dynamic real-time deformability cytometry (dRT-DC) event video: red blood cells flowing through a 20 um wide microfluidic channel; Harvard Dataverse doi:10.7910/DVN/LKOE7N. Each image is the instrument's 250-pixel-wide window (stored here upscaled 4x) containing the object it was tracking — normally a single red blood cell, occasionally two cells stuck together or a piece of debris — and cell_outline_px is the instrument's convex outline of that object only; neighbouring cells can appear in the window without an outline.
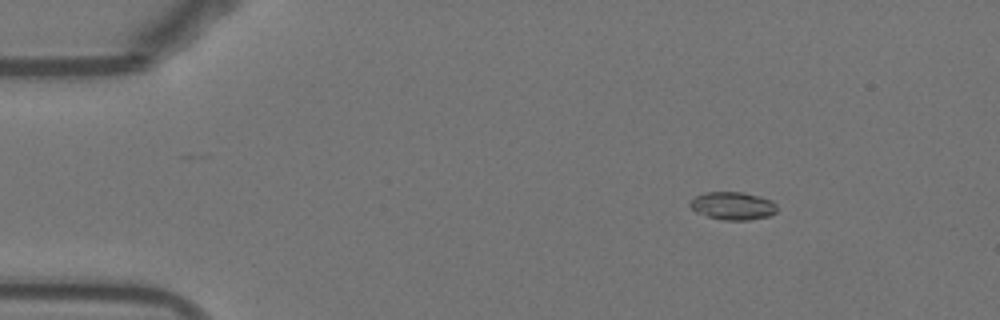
{"species": "Egyptian fruit bat (a non-hibernating species)", "species_latin": "Rousettus aegyptiacus", "temperature_condition": "warm", "stored_images_in_passage": 53, "camera_frame_rate_fps": 3000, "um_per_image_px": 0.085, "animal": {"sex": "female"}, "frame": {"image": 1, "passage_image": 8, "time_ms": 2.333, "image_size_px": [1000, 320], "cell_outline_px": [[776, 212], [768, 216], [752, 220], [724, 220], [708, 216], [696, 212], [688, 204], [696, 196], [704, 192], [744, 192], [760, 196], [772, 200], [776, 204]], "centroid_in_image_um": [62.31, 17.49], "position_along_channel_um": 22.7, "area_um2": 14.16}}
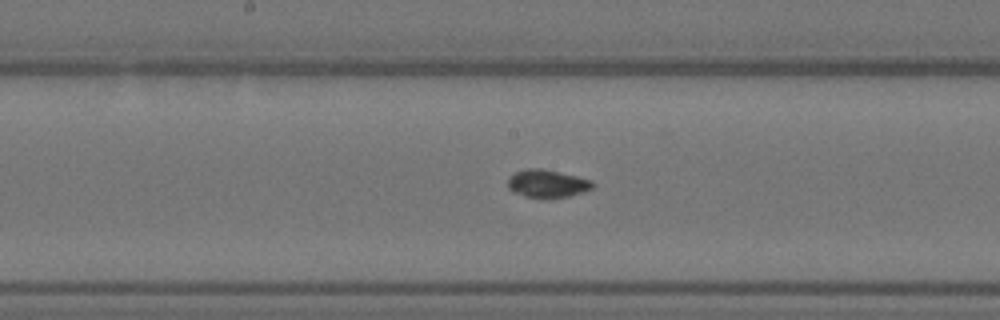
{"frame": {"image": 2, "passage_image": 28, "time_ms": 9.0, "image_size_px": [1000, 320], "cell_outline_px": [[592, 188], [584, 192], [552, 200], [540, 200], [524, 196], [512, 192], [508, 188], [508, 176], [524, 168], [540, 168], [576, 176], [592, 180]], "centroid_in_image_um": [46.46, 15.64], "position_along_channel_um": 201.7, "area_um2": 14.22}}
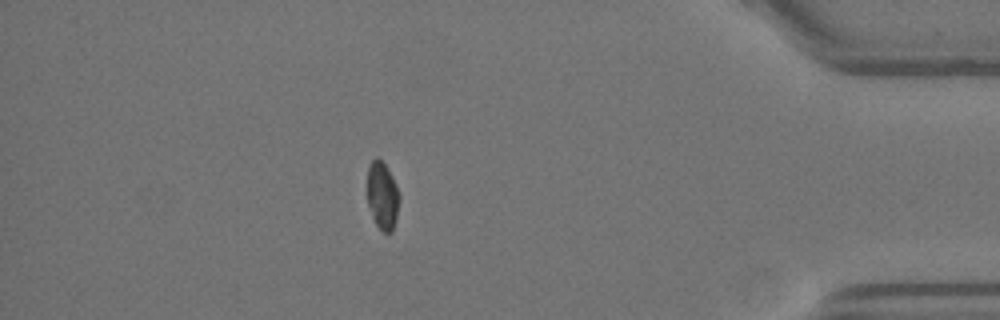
{"frame": {"image": 3, "passage_image": 47, "time_ms": 15.333, "image_size_px": [1000, 320], "cell_outline_px": [[400, 200], [396, 220], [392, 232], [384, 232], [372, 220], [368, 204], [368, 168], [372, 160], [376, 156], [384, 164], [392, 176], [396, 184], [400, 196]], "centroid_in_image_um": [32.52, 16.66], "position_along_channel_um": 402.7, "area_um2": 12.66}}